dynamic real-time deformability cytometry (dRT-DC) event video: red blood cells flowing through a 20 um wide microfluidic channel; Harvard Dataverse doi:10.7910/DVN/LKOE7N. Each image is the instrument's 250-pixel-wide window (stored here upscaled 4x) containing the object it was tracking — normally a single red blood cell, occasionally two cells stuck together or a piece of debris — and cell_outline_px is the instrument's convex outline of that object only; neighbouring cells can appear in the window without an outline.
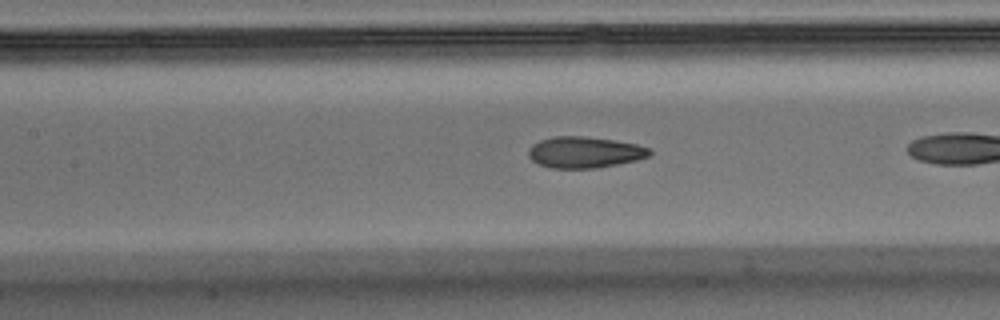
{"species": "Egyptian fruit bat (a non-hibernating species)", "species_latin": "Rousettus aegyptiacus", "temperature_condition": "warm", "stored_images_in_passage": 6, "camera_frame_rate_fps": 3000, "um_per_image_px": 0.085, "animal": {"sex": "male"}, "frame": {"image": 1, "passage_image": 5, "time_ms": 1.333, "image_size_px": [1000, 320], "cell_outline_px": [[652, 152], [648, 156], [636, 160], [596, 168], [552, 168], [540, 164], [532, 160], [528, 156], [528, 148], [532, 144], [540, 140], [556, 136], [580, 136], [612, 140], [636, 144], [652, 148]], "centroid_in_image_um": [49.68, 12.94], "position_along_channel_um": 157.7, "area_um2": 21.91}}